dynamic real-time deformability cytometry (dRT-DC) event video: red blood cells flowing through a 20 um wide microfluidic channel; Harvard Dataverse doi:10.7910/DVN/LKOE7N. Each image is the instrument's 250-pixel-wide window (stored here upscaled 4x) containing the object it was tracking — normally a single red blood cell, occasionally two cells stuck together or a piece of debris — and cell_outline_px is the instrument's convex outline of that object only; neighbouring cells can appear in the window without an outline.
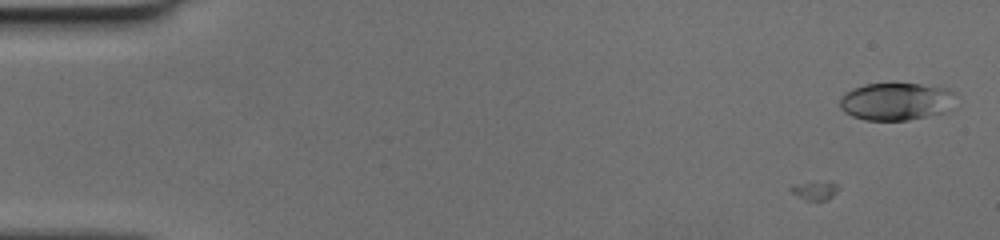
{"species": "human", "species_latin": "Homo sapiens", "temperature_condition": "cold", "stored_images_in_passage": 6, "camera_frame_rate_fps": 3000, "um_per_image_px": 0.085, "donor": {"sex": "female"}, "frame": {"image": 1, "passage_image": 6, "time_ms": 1.667, "image_size_px": [1000, 240], "cell_outline_px": [[956, 108], [948, 112], [908, 120], [864, 120], [852, 116], [844, 112], [840, 108], [840, 96], [844, 92], [852, 88], [864, 84], [892, 80], [940, 84], [956, 92]], "centroid_in_image_um": [76.28, 8.55], "position_along_channel_um": 8.7, "area_um2": 27.46}}